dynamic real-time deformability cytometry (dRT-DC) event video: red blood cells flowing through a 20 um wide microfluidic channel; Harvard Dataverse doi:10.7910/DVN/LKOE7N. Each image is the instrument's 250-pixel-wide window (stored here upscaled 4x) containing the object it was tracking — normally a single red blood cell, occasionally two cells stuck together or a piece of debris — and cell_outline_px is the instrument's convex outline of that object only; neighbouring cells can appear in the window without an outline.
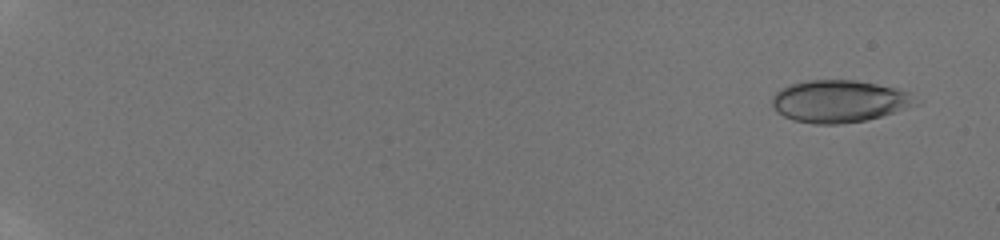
{"species": "human", "species_latin": "Homo sapiens", "temperature_condition": "room temperature", "stored_images_in_passage": 14, "camera_frame_rate_fps": 3000, "um_per_image_px": 0.085, "donor": {"sex": "male"}, "frame": {"image": 1, "passage_image": 2, "time_ms": 1.0, "image_size_px": [1000, 240], "cell_outline_px": [[924, 100], [920, 104], [880, 116], [864, 120], [840, 124], [812, 124], [796, 120], [784, 116], [776, 112], [772, 104], [772, 96], [780, 88], [788, 84], [808, 80], [856, 80], [896, 88], [908, 92]], "centroid_in_image_um": [71.36, 8.6], "position_along_channel_um": 13.6, "area_um2": 35.6}}
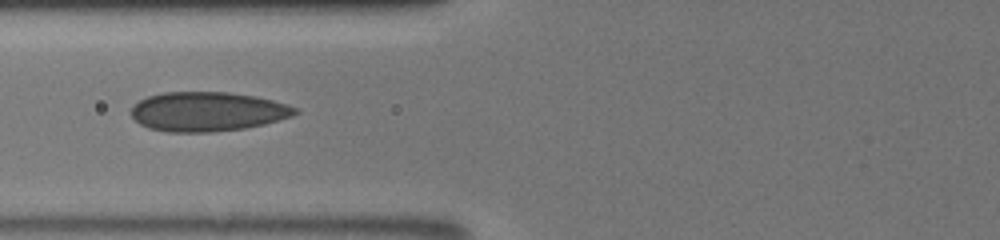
{"frame": {"image": 2, "passage_image": 12, "time_ms": 8.333, "image_size_px": [1000, 240], "cell_outline_px": [[300, 112], [292, 116], [264, 124], [244, 128], [212, 132], [168, 132], [148, 128], [140, 124], [132, 116], [132, 108], [140, 100], [148, 96], [160, 92], [228, 92], [256, 96], [288, 104], [296, 108]], "centroid_in_image_um": [17.65, 9.48], "position_along_channel_um": 108.1, "area_um2": 37.63}}
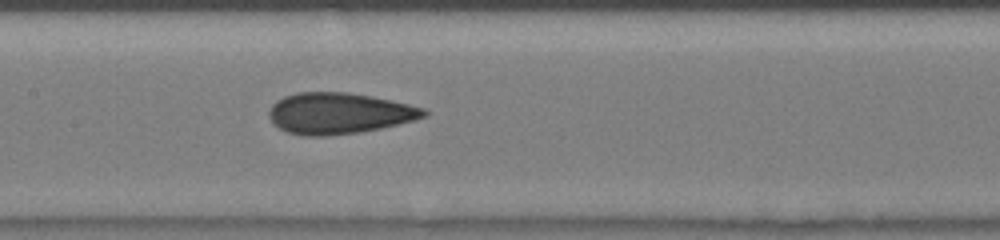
{"frame": {"image": 3, "passage_image": 14, "time_ms": 10.0, "image_size_px": [1000, 240], "cell_outline_px": [[428, 116], [416, 120], [380, 128], [360, 132], [324, 136], [304, 136], [288, 132], [280, 128], [268, 116], [268, 112], [272, 104], [276, 100], [284, 96], [296, 92], [348, 92], [372, 96], [408, 104], [424, 108], [428, 112]], "centroid_in_image_um": [28.82, 9.62], "position_along_channel_um": 178.6, "area_um2": 37.17}}